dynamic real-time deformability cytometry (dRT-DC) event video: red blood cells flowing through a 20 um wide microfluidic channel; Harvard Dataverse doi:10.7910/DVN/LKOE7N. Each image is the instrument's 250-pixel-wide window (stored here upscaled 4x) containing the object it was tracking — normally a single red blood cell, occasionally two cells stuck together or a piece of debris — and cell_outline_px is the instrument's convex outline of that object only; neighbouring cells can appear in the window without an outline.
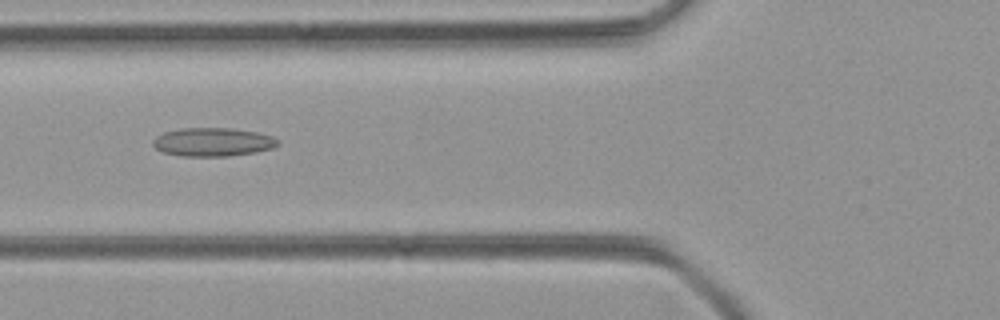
{"species": "common noctule bat (a hibernating species)", "species_latin": "Nyctalus noctula", "temperature_condition": "room temperature", "stored_images_in_passage": 36, "camera_frame_rate_fps": 3000, "um_per_image_px": 0.085, "animal": {"sex": "female", "body_mass_g": 21.9}, "frame": {"image": 1, "passage_image": 5, "time_ms": 1.333, "image_size_px": [1000, 320], "cell_outline_px": [[280, 144], [272, 148], [256, 152], [228, 156], [180, 156], [164, 152], [156, 148], [152, 144], [152, 140], [156, 136], [164, 132], [180, 128], [228, 128], [256, 132], [272, 136], [280, 140]], "centroid_in_image_um": [18.09, 12.07], "position_along_channel_um": 107.7, "area_um2": 20.81}}
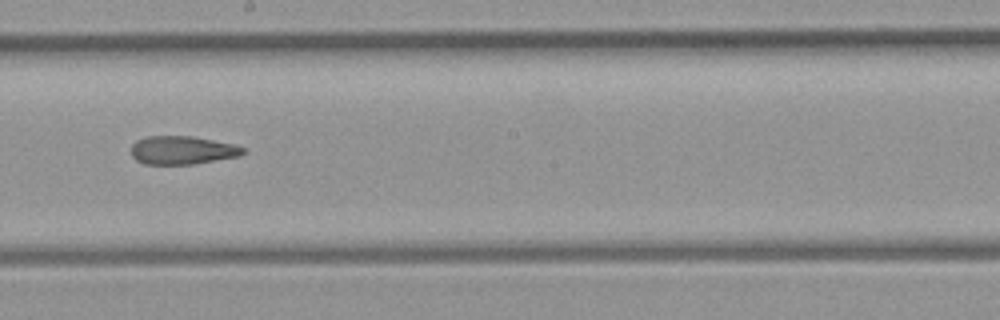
{"frame": {"image": 2, "passage_image": 14, "time_ms": 4.333, "image_size_px": [1000, 320], "cell_outline_px": [[244, 152], [240, 156], [196, 164], [144, 164], [136, 160], [132, 156], [132, 144], [136, 140], [148, 136], [192, 136], [236, 144], [244, 148]], "centroid_in_image_um": [15.51, 12.77], "position_along_channel_um": 232.7, "area_um2": 18.61}}
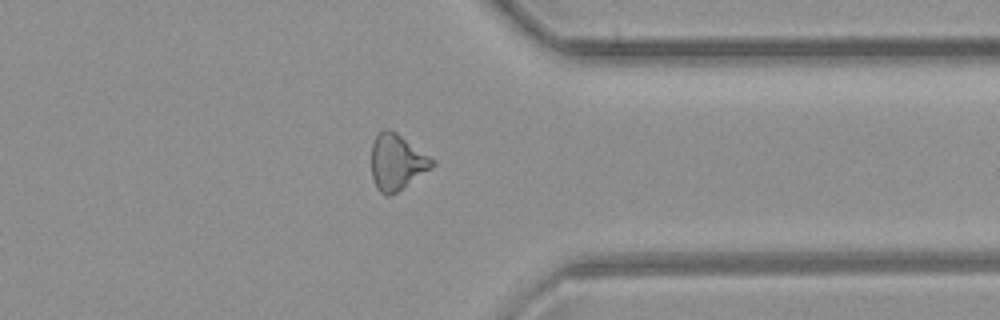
{"frame": {"image": 3, "passage_image": 25, "time_ms": 8.0, "image_size_px": [1000, 320], "cell_outline_px": [[436, 164], [432, 168], [396, 192], [388, 196], [384, 196], [376, 188], [372, 176], [372, 144], [376, 136], [384, 128], [388, 128], [396, 132], [436, 160]], "centroid_in_image_um": [33.74, 13.77], "position_along_channel_um": 377.7, "area_um2": 19.77}}